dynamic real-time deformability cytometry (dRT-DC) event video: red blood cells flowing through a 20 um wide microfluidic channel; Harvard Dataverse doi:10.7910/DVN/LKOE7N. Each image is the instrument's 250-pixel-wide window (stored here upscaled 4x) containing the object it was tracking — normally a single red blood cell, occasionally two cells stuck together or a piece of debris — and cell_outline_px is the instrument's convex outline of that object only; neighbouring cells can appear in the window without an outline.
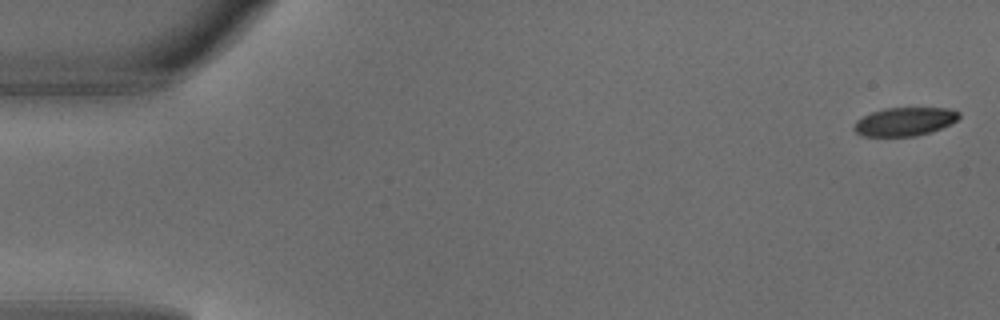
{"species": "common noctule bat (a hibernating species)", "species_latin": "Nyctalus noctula", "temperature_condition": "warm", "stored_images_in_passage": 6, "camera_frame_rate_fps": 3000, "um_per_image_px": 0.085, "animal": {"sex": "male", "body_mass_g": 18.8}, "frame": {"image": 1, "passage_image": 1, "time_ms": 0.0, "image_size_px": [1000, 320], "cell_outline_px": [[960, 116], [956, 120], [940, 128], [916, 136], [864, 136], [856, 132], [852, 128], [856, 120], [872, 112], [884, 108], [948, 108], [960, 112]], "centroid_in_image_um": [76.87, 10.33], "position_along_channel_um": 8.1, "area_um2": 17.22}}
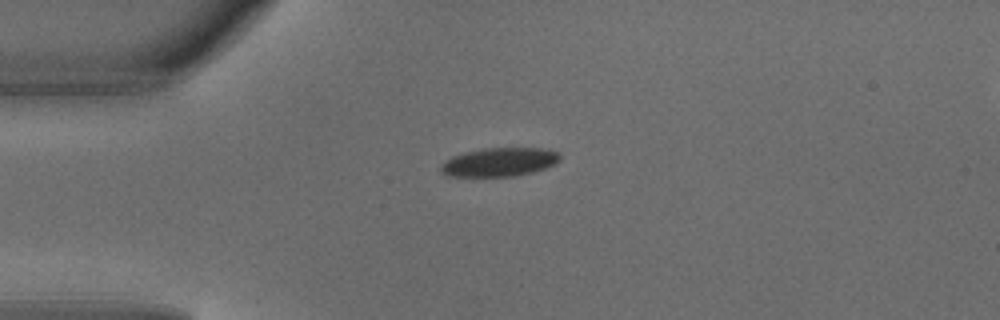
{"frame": {"image": 2, "passage_image": 4, "time_ms": 1.0, "image_size_px": [1000, 320], "cell_outline_px": [[560, 160], [556, 164], [532, 172], [512, 176], [448, 176], [440, 172], [440, 168], [444, 160], [452, 156], [484, 148], [540, 148], [560, 152]], "centroid_in_image_um": [42.45, 13.77], "position_along_channel_um": 42.6, "area_um2": 19.83}}
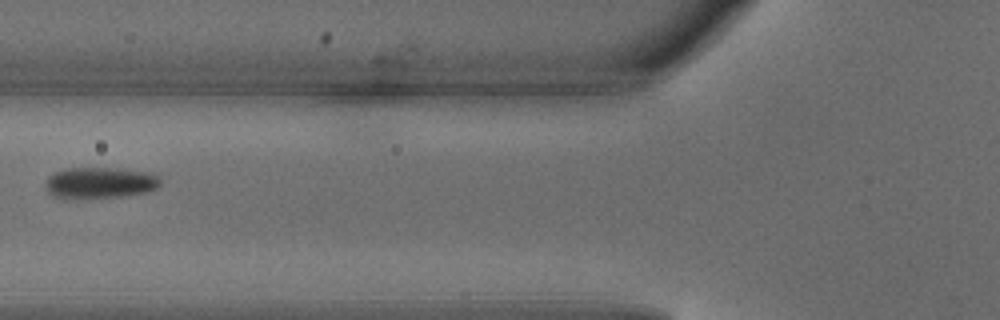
{"frame": {"image": 3, "passage_image": 6, "time_ms": 1.667, "image_size_px": [1000, 320], "cell_outline_px": [[160, 184], [156, 188], [148, 192], [128, 196], [52, 196], [48, 192], [44, 184], [48, 176], [52, 172], [64, 168], [116, 168], [152, 172], [160, 176]], "centroid_in_image_um": [8.54, 15.49], "position_along_channel_um": 117.3, "area_um2": 20.69}}